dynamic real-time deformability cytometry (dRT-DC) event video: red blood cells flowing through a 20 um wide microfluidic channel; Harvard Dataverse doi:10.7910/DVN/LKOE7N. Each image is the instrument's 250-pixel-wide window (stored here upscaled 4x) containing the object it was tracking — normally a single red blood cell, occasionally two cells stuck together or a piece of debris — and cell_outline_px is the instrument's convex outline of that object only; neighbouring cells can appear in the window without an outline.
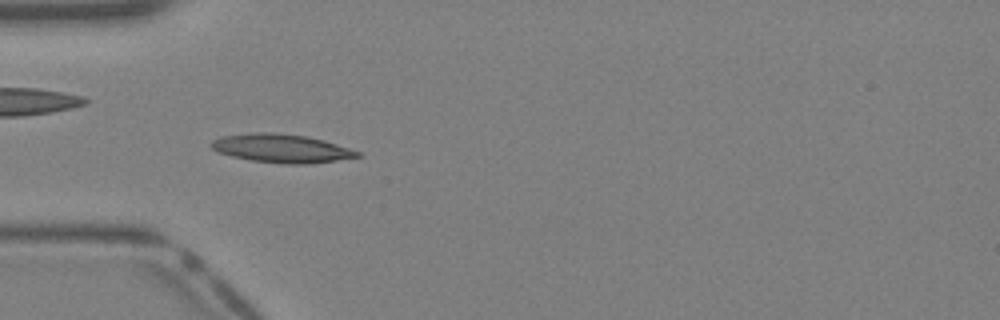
{"species": "Egyptian fruit bat (a non-hibernating species)", "species_latin": "Rousettus aegyptiacus", "temperature_condition": "warm", "stored_images_in_passage": 33, "camera_frame_rate_fps": 3000, "um_per_image_px": 0.085, "animal": {"sex": "female"}, "frame": {"image": 1, "passage_image": 6, "time_ms": 1.667, "image_size_px": [1000, 320], "cell_outline_px": [[360, 156], [312, 164], [284, 164], [252, 160], [232, 156], [220, 152], [212, 148], [208, 144], [212, 140], [220, 136], [252, 132], [272, 132], [308, 136], [324, 140], [360, 152]], "centroid_in_image_um": [23.89, 12.6], "position_along_channel_um": 61.1, "area_um2": 24.28}}
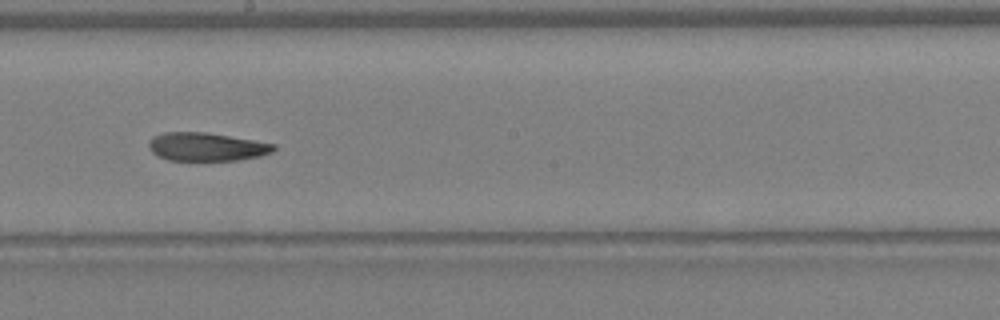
{"frame": {"image": 2, "passage_image": 16, "time_ms": 5.0, "image_size_px": [1000, 320], "cell_outline_px": [[276, 148], [272, 152], [260, 156], [236, 160], [168, 160], [156, 156], [148, 148], [148, 144], [152, 136], [164, 132], [204, 132], [276, 144]], "centroid_in_image_um": [17.51, 12.48], "position_along_channel_um": 230.7, "area_um2": 20.58}}
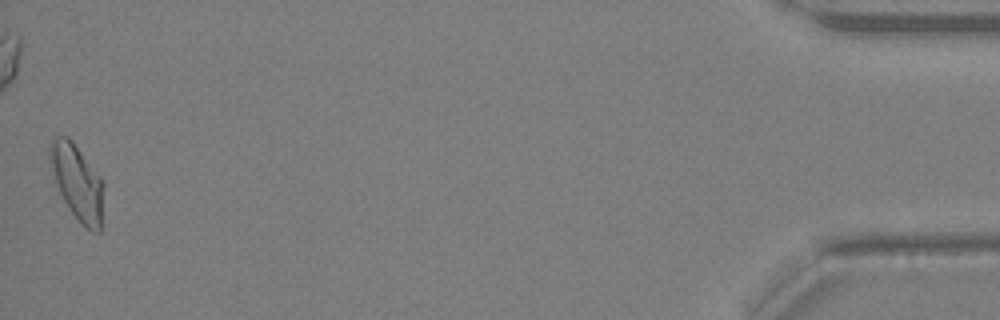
{"frame": {"image": 3, "passage_image": 33, "time_ms": 10.667, "image_size_px": [1000, 320], "cell_outline_px": [[104, 188], [100, 232], [92, 232], [80, 224], [68, 208], [52, 180], [48, 148], [48, 144], [52, 136], [68, 136], [72, 140], [100, 176], [104, 184]], "centroid_in_image_um": [6.53, 15.48], "position_along_channel_um": 428.7, "area_um2": 24.22}}